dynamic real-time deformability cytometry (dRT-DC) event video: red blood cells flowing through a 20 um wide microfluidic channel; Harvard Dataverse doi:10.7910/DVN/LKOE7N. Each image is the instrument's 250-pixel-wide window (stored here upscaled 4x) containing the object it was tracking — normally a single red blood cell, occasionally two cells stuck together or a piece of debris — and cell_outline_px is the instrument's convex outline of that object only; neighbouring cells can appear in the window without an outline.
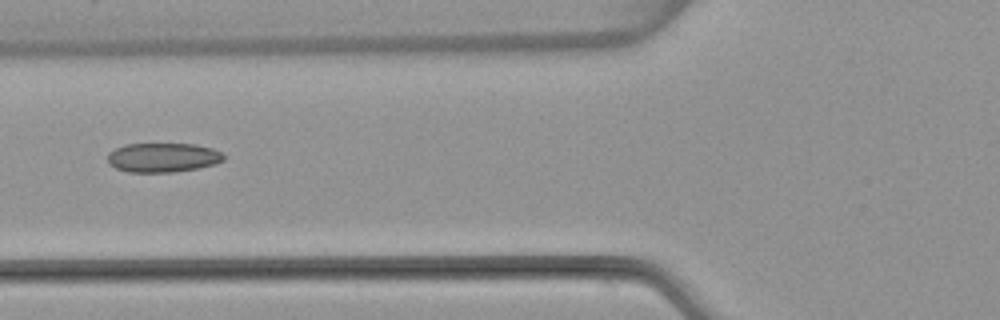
{"species": "common noctule bat (a hibernating species)", "species_latin": "Nyctalus noctula", "temperature_condition": "warm", "stored_images_in_passage": 6, "camera_frame_rate_fps": 3000, "um_per_image_px": 0.085, "animal": {"sex": "female", "body_mass_g": 22.7, "forearm_length_mm": 54.2}, "frame": {"image": 1, "passage_image": 6, "time_ms": 6.0, "image_size_px": [1000, 320], "cell_outline_px": [[224, 160], [216, 164], [196, 168], [172, 172], [128, 172], [116, 168], [108, 164], [108, 152], [124, 144], [196, 144], [212, 148], [220, 152], [224, 156]], "centroid_in_image_um": [13.82, 13.39], "position_along_channel_um": 112.0, "area_um2": 19.83}}